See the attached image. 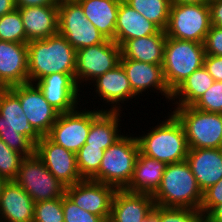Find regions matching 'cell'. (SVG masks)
I'll list each match as a JSON object with an SVG mask.
<instances>
[{
	"mask_svg": "<svg viewBox=\"0 0 222 222\" xmlns=\"http://www.w3.org/2000/svg\"><path fill=\"white\" fill-rule=\"evenodd\" d=\"M27 82V44L0 41V88H10Z\"/></svg>",
	"mask_w": 222,
	"mask_h": 222,
	"instance_id": "ac0fdd59",
	"label": "cell"
},
{
	"mask_svg": "<svg viewBox=\"0 0 222 222\" xmlns=\"http://www.w3.org/2000/svg\"><path fill=\"white\" fill-rule=\"evenodd\" d=\"M141 222H160V206L155 204L151 213Z\"/></svg>",
	"mask_w": 222,
	"mask_h": 222,
	"instance_id": "f6af8a7d",
	"label": "cell"
},
{
	"mask_svg": "<svg viewBox=\"0 0 222 222\" xmlns=\"http://www.w3.org/2000/svg\"><path fill=\"white\" fill-rule=\"evenodd\" d=\"M58 33L77 51L81 48L103 43L107 38L85 17L76 0L58 3Z\"/></svg>",
	"mask_w": 222,
	"mask_h": 222,
	"instance_id": "9c48e42d",
	"label": "cell"
},
{
	"mask_svg": "<svg viewBox=\"0 0 222 222\" xmlns=\"http://www.w3.org/2000/svg\"><path fill=\"white\" fill-rule=\"evenodd\" d=\"M85 17L107 39L115 41L117 14L121 0H76Z\"/></svg>",
	"mask_w": 222,
	"mask_h": 222,
	"instance_id": "83f0119b",
	"label": "cell"
},
{
	"mask_svg": "<svg viewBox=\"0 0 222 222\" xmlns=\"http://www.w3.org/2000/svg\"><path fill=\"white\" fill-rule=\"evenodd\" d=\"M168 113L166 120L136 138L142 154L172 164L186 160L189 147L182 124L172 112Z\"/></svg>",
	"mask_w": 222,
	"mask_h": 222,
	"instance_id": "277c9868",
	"label": "cell"
},
{
	"mask_svg": "<svg viewBox=\"0 0 222 222\" xmlns=\"http://www.w3.org/2000/svg\"><path fill=\"white\" fill-rule=\"evenodd\" d=\"M192 106L204 112L222 114V82L215 81Z\"/></svg>",
	"mask_w": 222,
	"mask_h": 222,
	"instance_id": "e575fe53",
	"label": "cell"
},
{
	"mask_svg": "<svg viewBox=\"0 0 222 222\" xmlns=\"http://www.w3.org/2000/svg\"><path fill=\"white\" fill-rule=\"evenodd\" d=\"M154 206L152 195L117 189L111 203L110 219L113 222H141Z\"/></svg>",
	"mask_w": 222,
	"mask_h": 222,
	"instance_id": "44dd1931",
	"label": "cell"
},
{
	"mask_svg": "<svg viewBox=\"0 0 222 222\" xmlns=\"http://www.w3.org/2000/svg\"><path fill=\"white\" fill-rule=\"evenodd\" d=\"M211 27L209 4H171L167 37L204 43Z\"/></svg>",
	"mask_w": 222,
	"mask_h": 222,
	"instance_id": "ba28073f",
	"label": "cell"
},
{
	"mask_svg": "<svg viewBox=\"0 0 222 222\" xmlns=\"http://www.w3.org/2000/svg\"><path fill=\"white\" fill-rule=\"evenodd\" d=\"M77 109L59 114L47 135L53 142L74 153L85 145L92 123V110Z\"/></svg>",
	"mask_w": 222,
	"mask_h": 222,
	"instance_id": "5bb4252c",
	"label": "cell"
},
{
	"mask_svg": "<svg viewBox=\"0 0 222 222\" xmlns=\"http://www.w3.org/2000/svg\"><path fill=\"white\" fill-rule=\"evenodd\" d=\"M166 164L139 152L131 182L125 188L131 193L153 195L161 183Z\"/></svg>",
	"mask_w": 222,
	"mask_h": 222,
	"instance_id": "4316f807",
	"label": "cell"
},
{
	"mask_svg": "<svg viewBox=\"0 0 222 222\" xmlns=\"http://www.w3.org/2000/svg\"><path fill=\"white\" fill-rule=\"evenodd\" d=\"M209 0H171V4H208Z\"/></svg>",
	"mask_w": 222,
	"mask_h": 222,
	"instance_id": "bcb514c9",
	"label": "cell"
},
{
	"mask_svg": "<svg viewBox=\"0 0 222 222\" xmlns=\"http://www.w3.org/2000/svg\"><path fill=\"white\" fill-rule=\"evenodd\" d=\"M0 41L26 43V33L18 8L0 17Z\"/></svg>",
	"mask_w": 222,
	"mask_h": 222,
	"instance_id": "1f68e13d",
	"label": "cell"
},
{
	"mask_svg": "<svg viewBox=\"0 0 222 222\" xmlns=\"http://www.w3.org/2000/svg\"><path fill=\"white\" fill-rule=\"evenodd\" d=\"M214 82L215 80L203 65L201 68L195 70L172 92L170 101L172 100L174 103L171 106H192Z\"/></svg>",
	"mask_w": 222,
	"mask_h": 222,
	"instance_id": "f1b7e54d",
	"label": "cell"
},
{
	"mask_svg": "<svg viewBox=\"0 0 222 222\" xmlns=\"http://www.w3.org/2000/svg\"><path fill=\"white\" fill-rule=\"evenodd\" d=\"M10 89L19 97L29 123L41 136H47L60 113L46 101L35 83L27 82Z\"/></svg>",
	"mask_w": 222,
	"mask_h": 222,
	"instance_id": "7c38bea8",
	"label": "cell"
},
{
	"mask_svg": "<svg viewBox=\"0 0 222 222\" xmlns=\"http://www.w3.org/2000/svg\"><path fill=\"white\" fill-rule=\"evenodd\" d=\"M16 8L15 0H0V17Z\"/></svg>",
	"mask_w": 222,
	"mask_h": 222,
	"instance_id": "ee69618b",
	"label": "cell"
},
{
	"mask_svg": "<svg viewBox=\"0 0 222 222\" xmlns=\"http://www.w3.org/2000/svg\"><path fill=\"white\" fill-rule=\"evenodd\" d=\"M121 48L113 40L81 48L76 51L75 80L83 86L116 67L120 62ZM86 82V83H84ZM84 83V85L82 84Z\"/></svg>",
	"mask_w": 222,
	"mask_h": 222,
	"instance_id": "8fae6325",
	"label": "cell"
},
{
	"mask_svg": "<svg viewBox=\"0 0 222 222\" xmlns=\"http://www.w3.org/2000/svg\"><path fill=\"white\" fill-rule=\"evenodd\" d=\"M35 154L65 187L83 180L77 168L76 153L56 144L48 136H42L35 145Z\"/></svg>",
	"mask_w": 222,
	"mask_h": 222,
	"instance_id": "4fadbf2b",
	"label": "cell"
},
{
	"mask_svg": "<svg viewBox=\"0 0 222 222\" xmlns=\"http://www.w3.org/2000/svg\"><path fill=\"white\" fill-rule=\"evenodd\" d=\"M64 222H102L100 216L78 207L66 194L62 197Z\"/></svg>",
	"mask_w": 222,
	"mask_h": 222,
	"instance_id": "8d00e7d4",
	"label": "cell"
},
{
	"mask_svg": "<svg viewBox=\"0 0 222 222\" xmlns=\"http://www.w3.org/2000/svg\"><path fill=\"white\" fill-rule=\"evenodd\" d=\"M102 222H113L110 218L104 219Z\"/></svg>",
	"mask_w": 222,
	"mask_h": 222,
	"instance_id": "c3c4849f",
	"label": "cell"
},
{
	"mask_svg": "<svg viewBox=\"0 0 222 222\" xmlns=\"http://www.w3.org/2000/svg\"><path fill=\"white\" fill-rule=\"evenodd\" d=\"M162 207L200 210L203 192L186 160L166 164L161 183L152 195Z\"/></svg>",
	"mask_w": 222,
	"mask_h": 222,
	"instance_id": "3957f363",
	"label": "cell"
},
{
	"mask_svg": "<svg viewBox=\"0 0 222 222\" xmlns=\"http://www.w3.org/2000/svg\"><path fill=\"white\" fill-rule=\"evenodd\" d=\"M160 222H205L200 210L160 206Z\"/></svg>",
	"mask_w": 222,
	"mask_h": 222,
	"instance_id": "d590c367",
	"label": "cell"
},
{
	"mask_svg": "<svg viewBox=\"0 0 222 222\" xmlns=\"http://www.w3.org/2000/svg\"><path fill=\"white\" fill-rule=\"evenodd\" d=\"M28 46V82L35 83L51 73L71 74L75 78L76 50L59 33Z\"/></svg>",
	"mask_w": 222,
	"mask_h": 222,
	"instance_id": "6da1fadb",
	"label": "cell"
},
{
	"mask_svg": "<svg viewBox=\"0 0 222 222\" xmlns=\"http://www.w3.org/2000/svg\"><path fill=\"white\" fill-rule=\"evenodd\" d=\"M26 33V44L58 34V6L18 8Z\"/></svg>",
	"mask_w": 222,
	"mask_h": 222,
	"instance_id": "603a6c76",
	"label": "cell"
},
{
	"mask_svg": "<svg viewBox=\"0 0 222 222\" xmlns=\"http://www.w3.org/2000/svg\"><path fill=\"white\" fill-rule=\"evenodd\" d=\"M130 7L141 13L147 20L165 31L171 6V0H123Z\"/></svg>",
	"mask_w": 222,
	"mask_h": 222,
	"instance_id": "f546056e",
	"label": "cell"
},
{
	"mask_svg": "<svg viewBox=\"0 0 222 222\" xmlns=\"http://www.w3.org/2000/svg\"><path fill=\"white\" fill-rule=\"evenodd\" d=\"M35 202L15 181L5 183L0 196L1 222H33Z\"/></svg>",
	"mask_w": 222,
	"mask_h": 222,
	"instance_id": "ffe728a7",
	"label": "cell"
},
{
	"mask_svg": "<svg viewBox=\"0 0 222 222\" xmlns=\"http://www.w3.org/2000/svg\"><path fill=\"white\" fill-rule=\"evenodd\" d=\"M57 0H15L16 8L32 6H58Z\"/></svg>",
	"mask_w": 222,
	"mask_h": 222,
	"instance_id": "b9f144b4",
	"label": "cell"
},
{
	"mask_svg": "<svg viewBox=\"0 0 222 222\" xmlns=\"http://www.w3.org/2000/svg\"><path fill=\"white\" fill-rule=\"evenodd\" d=\"M117 189L91 179H83L66 187L65 194L80 208L103 220L110 218L111 203Z\"/></svg>",
	"mask_w": 222,
	"mask_h": 222,
	"instance_id": "9a60e30c",
	"label": "cell"
},
{
	"mask_svg": "<svg viewBox=\"0 0 222 222\" xmlns=\"http://www.w3.org/2000/svg\"><path fill=\"white\" fill-rule=\"evenodd\" d=\"M23 158L24 156L21 153L10 149L0 139V176L4 177L7 181L15 180Z\"/></svg>",
	"mask_w": 222,
	"mask_h": 222,
	"instance_id": "836d02e7",
	"label": "cell"
},
{
	"mask_svg": "<svg viewBox=\"0 0 222 222\" xmlns=\"http://www.w3.org/2000/svg\"><path fill=\"white\" fill-rule=\"evenodd\" d=\"M159 31L155 24L121 0L115 30V42L119 46L126 40L146 37Z\"/></svg>",
	"mask_w": 222,
	"mask_h": 222,
	"instance_id": "cb8c5ba5",
	"label": "cell"
},
{
	"mask_svg": "<svg viewBox=\"0 0 222 222\" xmlns=\"http://www.w3.org/2000/svg\"><path fill=\"white\" fill-rule=\"evenodd\" d=\"M220 204H222V178L203 192L200 211L205 217L214 207Z\"/></svg>",
	"mask_w": 222,
	"mask_h": 222,
	"instance_id": "74e56055",
	"label": "cell"
},
{
	"mask_svg": "<svg viewBox=\"0 0 222 222\" xmlns=\"http://www.w3.org/2000/svg\"><path fill=\"white\" fill-rule=\"evenodd\" d=\"M166 33L160 30L157 34L126 40L121 46V57L154 65H162Z\"/></svg>",
	"mask_w": 222,
	"mask_h": 222,
	"instance_id": "484cf974",
	"label": "cell"
},
{
	"mask_svg": "<svg viewBox=\"0 0 222 222\" xmlns=\"http://www.w3.org/2000/svg\"><path fill=\"white\" fill-rule=\"evenodd\" d=\"M133 135L123 136L104 150L99 171L91 178L116 189H125L132 180L139 150L138 140Z\"/></svg>",
	"mask_w": 222,
	"mask_h": 222,
	"instance_id": "5b68a950",
	"label": "cell"
},
{
	"mask_svg": "<svg viewBox=\"0 0 222 222\" xmlns=\"http://www.w3.org/2000/svg\"><path fill=\"white\" fill-rule=\"evenodd\" d=\"M205 222H222V204L214 207L205 216Z\"/></svg>",
	"mask_w": 222,
	"mask_h": 222,
	"instance_id": "7bdbcfd3",
	"label": "cell"
},
{
	"mask_svg": "<svg viewBox=\"0 0 222 222\" xmlns=\"http://www.w3.org/2000/svg\"><path fill=\"white\" fill-rule=\"evenodd\" d=\"M95 87V94L103 100L102 102L108 103L111 107L106 108V111H118L121 112L120 103H125L124 101H129L136 98L137 96L133 93L130 82L126 73L119 63L116 67L107 71L103 75L98 76L95 80L90 82V85Z\"/></svg>",
	"mask_w": 222,
	"mask_h": 222,
	"instance_id": "d6986e66",
	"label": "cell"
},
{
	"mask_svg": "<svg viewBox=\"0 0 222 222\" xmlns=\"http://www.w3.org/2000/svg\"><path fill=\"white\" fill-rule=\"evenodd\" d=\"M211 25L222 27V0H212L209 3Z\"/></svg>",
	"mask_w": 222,
	"mask_h": 222,
	"instance_id": "60d3db41",
	"label": "cell"
},
{
	"mask_svg": "<svg viewBox=\"0 0 222 222\" xmlns=\"http://www.w3.org/2000/svg\"><path fill=\"white\" fill-rule=\"evenodd\" d=\"M33 222H64L62 197L36 202Z\"/></svg>",
	"mask_w": 222,
	"mask_h": 222,
	"instance_id": "d6a6232c",
	"label": "cell"
},
{
	"mask_svg": "<svg viewBox=\"0 0 222 222\" xmlns=\"http://www.w3.org/2000/svg\"><path fill=\"white\" fill-rule=\"evenodd\" d=\"M130 82L133 93L138 96L150 89L165 96L166 100L171 99L172 92L169 90L163 76L162 65H154L137 60L120 57L119 62ZM159 91V92H158Z\"/></svg>",
	"mask_w": 222,
	"mask_h": 222,
	"instance_id": "e0dca14e",
	"label": "cell"
},
{
	"mask_svg": "<svg viewBox=\"0 0 222 222\" xmlns=\"http://www.w3.org/2000/svg\"><path fill=\"white\" fill-rule=\"evenodd\" d=\"M41 138L24 114L19 97L10 88H0V139L27 157L35 153Z\"/></svg>",
	"mask_w": 222,
	"mask_h": 222,
	"instance_id": "7a4b0ae2",
	"label": "cell"
},
{
	"mask_svg": "<svg viewBox=\"0 0 222 222\" xmlns=\"http://www.w3.org/2000/svg\"><path fill=\"white\" fill-rule=\"evenodd\" d=\"M15 181L35 203L65 195L66 187L49 172L35 153L22 159Z\"/></svg>",
	"mask_w": 222,
	"mask_h": 222,
	"instance_id": "30bf717a",
	"label": "cell"
},
{
	"mask_svg": "<svg viewBox=\"0 0 222 222\" xmlns=\"http://www.w3.org/2000/svg\"><path fill=\"white\" fill-rule=\"evenodd\" d=\"M203 44L205 55L222 56V27L211 25Z\"/></svg>",
	"mask_w": 222,
	"mask_h": 222,
	"instance_id": "f35d334b",
	"label": "cell"
},
{
	"mask_svg": "<svg viewBox=\"0 0 222 222\" xmlns=\"http://www.w3.org/2000/svg\"><path fill=\"white\" fill-rule=\"evenodd\" d=\"M6 182L7 180L4 177L0 176V196L3 190V186L5 185Z\"/></svg>",
	"mask_w": 222,
	"mask_h": 222,
	"instance_id": "7dc6e473",
	"label": "cell"
},
{
	"mask_svg": "<svg viewBox=\"0 0 222 222\" xmlns=\"http://www.w3.org/2000/svg\"><path fill=\"white\" fill-rule=\"evenodd\" d=\"M35 84L43 93L46 101L60 114L79 108L80 101L78 100H81V96L78 92L81 88L71 74L51 73Z\"/></svg>",
	"mask_w": 222,
	"mask_h": 222,
	"instance_id": "2e32d148",
	"label": "cell"
},
{
	"mask_svg": "<svg viewBox=\"0 0 222 222\" xmlns=\"http://www.w3.org/2000/svg\"><path fill=\"white\" fill-rule=\"evenodd\" d=\"M204 67L217 82H222V56L205 55Z\"/></svg>",
	"mask_w": 222,
	"mask_h": 222,
	"instance_id": "ab89813d",
	"label": "cell"
},
{
	"mask_svg": "<svg viewBox=\"0 0 222 222\" xmlns=\"http://www.w3.org/2000/svg\"><path fill=\"white\" fill-rule=\"evenodd\" d=\"M172 113L182 124L189 149L222 148V114L193 106L174 107Z\"/></svg>",
	"mask_w": 222,
	"mask_h": 222,
	"instance_id": "52a82bcc",
	"label": "cell"
},
{
	"mask_svg": "<svg viewBox=\"0 0 222 222\" xmlns=\"http://www.w3.org/2000/svg\"><path fill=\"white\" fill-rule=\"evenodd\" d=\"M204 44L199 42L166 38L163 56V76L173 92L195 70L204 65Z\"/></svg>",
	"mask_w": 222,
	"mask_h": 222,
	"instance_id": "8992f818",
	"label": "cell"
},
{
	"mask_svg": "<svg viewBox=\"0 0 222 222\" xmlns=\"http://www.w3.org/2000/svg\"><path fill=\"white\" fill-rule=\"evenodd\" d=\"M104 150L85 144L76 153L77 168L83 179H91L98 171Z\"/></svg>",
	"mask_w": 222,
	"mask_h": 222,
	"instance_id": "4dcf8cb0",
	"label": "cell"
},
{
	"mask_svg": "<svg viewBox=\"0 0 222 222\" xmlns=\"http://www.w3.org/2000/svg\"><path fill=\"white\" fill-rule=\"evenodd\" d=\"M186 161L202 192L222 178V148L189 149Z\"/></svg>",
	"mask_w": 222,
	"mask_h": 222,
	"instance_id": "7402d4cb",
	"label": "cell"
},
{
	"mask_svg": "<svg viewBox=\"0 0 222 222\" xmlns=\"http://www.w3.org/2000/svg\"><path fill=\"white\" fill-rule=\"evenodd\" d=\"M121 113L118 111H106L102 108L99 110L93 109L92 123L85 144L106 150L118 141L123 136L118 128Z\"/></svg>",
	"mask_w": 222,
	"mask_h": 222,
	"instance_id": "d4e9b609",
	"label": "cell"
}]
</instances>
